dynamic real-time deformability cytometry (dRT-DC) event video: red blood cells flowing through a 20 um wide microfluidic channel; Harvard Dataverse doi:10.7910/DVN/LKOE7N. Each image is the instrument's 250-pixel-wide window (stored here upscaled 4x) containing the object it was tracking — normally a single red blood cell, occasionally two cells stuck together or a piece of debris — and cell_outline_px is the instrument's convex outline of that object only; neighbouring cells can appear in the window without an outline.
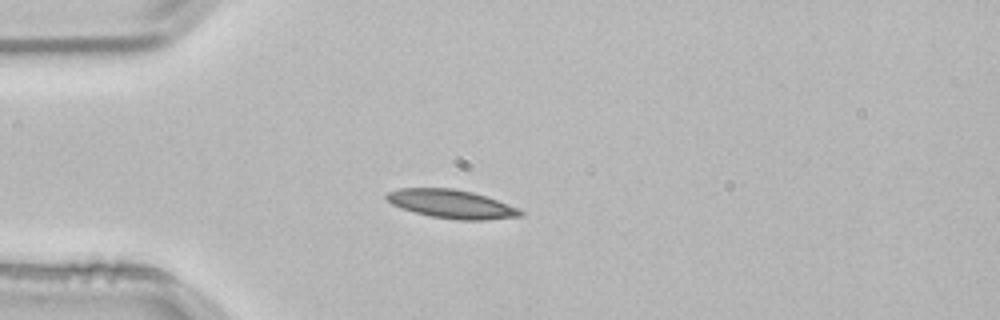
{"species": "common noctule bat (a hibernating species)", "species_latin": "Nyctalus noctula", "temperature_condition": "room temperature", "stored_images_in_passage": 1, "camera_frame_rate_fps": 3000, "um_per_image_px": 0.085, "animal": {"sex": "male", "body_mass_g": 21.5, "forearm_length_mm": 52.0}, "frame": {"image": 1, "passage_image": 1, "time_ms": 0.0, "image_size_px": [1000, 320], "cell_outline_px": [[524, 216], [484, 220], [460, 220], [432, 216], [416, 212], [392, 204], [384, 196], [388, 192], [400, 188], [452, 188], [472, 192], [496, 200], [516, 208], [524, 212]], "centroid_in_image_um": [38.38, 17.34], "position_along_channel_um": 46.6, "area_um2": 21.85}}